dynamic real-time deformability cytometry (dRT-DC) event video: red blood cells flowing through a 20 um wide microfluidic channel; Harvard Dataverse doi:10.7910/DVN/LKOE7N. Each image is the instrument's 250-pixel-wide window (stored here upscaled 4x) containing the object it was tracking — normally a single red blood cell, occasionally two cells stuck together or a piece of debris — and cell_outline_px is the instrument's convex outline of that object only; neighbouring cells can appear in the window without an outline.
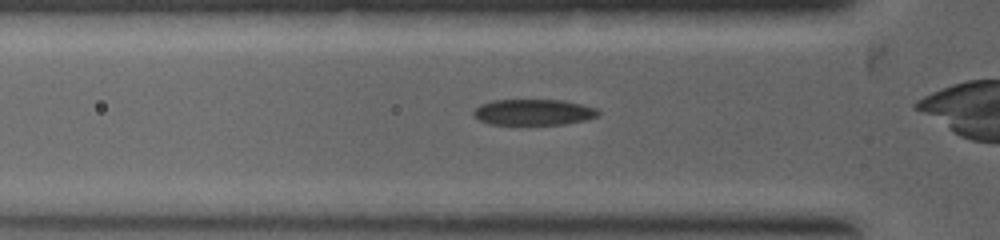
{"species": "common noctule bat (a hibernating species)", "species_latin": "Nyctalus noctula", "temperature_condition": "warm", "stored_images_in_passage": 25, "camera_frame_rate_fps": 5000, "um_per_image_px": 0.085, "animal": {"sex": "female", "body_mass_g": 19.0, "forearm_length_mm": 53.3}, "frame": {"image": 1, "passage_image": 4, "time_ms": 0.8, "image_size_px": [1000, 240], "cell_outline_px": [[600, 112], [596, 116], [584, 120], [564, 124], [488, 124], [472, 116], [472, 112], [480, 104], [492, 100], [564, 100], [596, 108]], "centroid_in_image_um": [45.3, 9.53], "position_along_channel_um": 80.5, "area_um2": 18.79}}
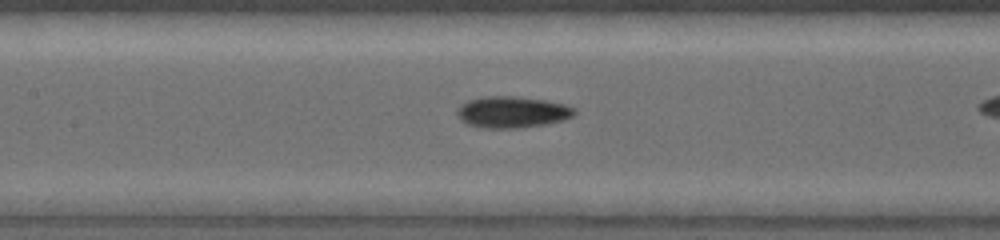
{"frame": {"image": 2, "passage_image": 10, "time_ms": 2.0, "image_size_px": [1000, 240], "cell_outline_px": [[576, 112], [572, 116], [564, 120], [548, 124], [516, 128], [488, 128], [468, 124], [460, 120], [456, 112], [456, 108], [460, 104], [468, 100], [484, 96], [516, 96], [544, 100], [564, 104], [576, 108]], "centroid_in_image_um": [43.52, 9.52], "position_along_channel_um": 163.9, "area_um2": 21.62}}
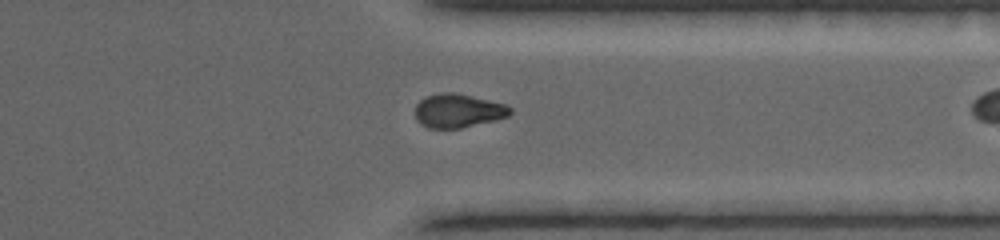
{"frame": {"image": 3, "passage_image": 24, "time_ms": 5.0, "image_size_px": [1000, 240], "cell_outline_px": [[512, 112], [508, 116], [496, 120], [460, 128], [428, 128], [420, 124], [416, 120], [416, 104], [420, 100], [428, 96], [440, 92], [452, 92], [504, 104], [512, 108]], "centroid_in_image_um": [38.92, 9.42], "position_along_channel_um": 372.5, "area_um2": 18.5}}